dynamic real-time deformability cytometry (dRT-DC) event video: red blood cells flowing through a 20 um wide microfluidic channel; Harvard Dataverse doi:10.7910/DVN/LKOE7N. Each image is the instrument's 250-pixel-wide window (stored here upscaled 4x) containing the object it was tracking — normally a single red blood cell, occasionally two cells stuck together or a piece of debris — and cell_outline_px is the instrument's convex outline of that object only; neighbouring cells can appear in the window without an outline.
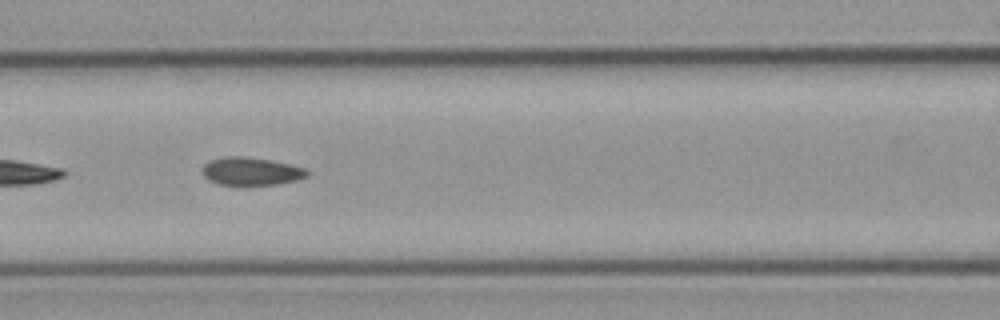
{"species": "common noctule bat (a hibernating species)", "species_latin": "Nyctalus noctula", "temperature_condition": "cold", "stored_images_in_passage": 10, "camera_frame_rate_fps": 3000, "um_per_image_px": 0.085, "animal": {"sex": "male", "body_mass_g": 23.1, "forearm_length_mm": 52.7}, "frame": {"image": 1, "passage_image": 5, "time_ms": 4.667, "image_size_px": [1000, 320], "cell_outline_px": [[308, 176], [296, 180], [276, 184], [244, 188], [220, 184], [208, 180], [204, 176], [204, 164], [212, 160], [228, 156], [240, 156], [268, 160], [288, 164], [304, 168], [308, 172]], "centroid_in_image_um": [21.33, 14.61], "position_along_channel_um": 145.3, "area_um2": 17.28}}
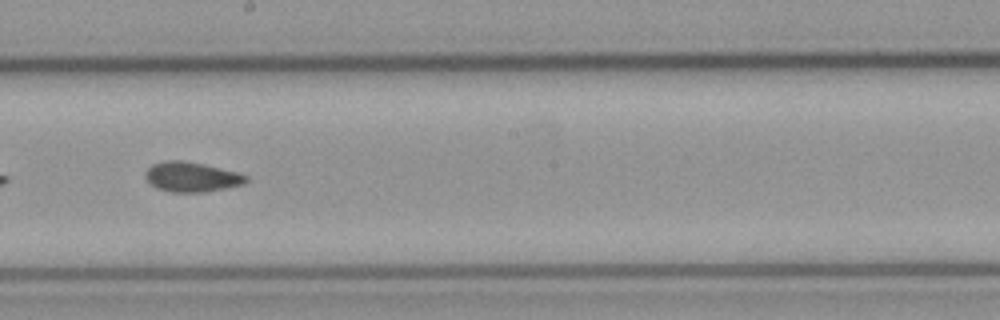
{"frame": {"image": 2, "passage_image": 7, "time_ms": 7.0, "image_size_px": [1000, 320], "cell_outline_px": [[248, 180], [240, 184], [224, 188], [204, 192], [172, 192], [156, 188], [144, 176], [144, 172], [152, 164], [164, 160], [184, 160], [204, 164], [236, 172], [248, 176]], "centroid_in_image_um": [16.23, 15.02], "position_along_channel_um": 232.0, "area_um2": 17.4}}
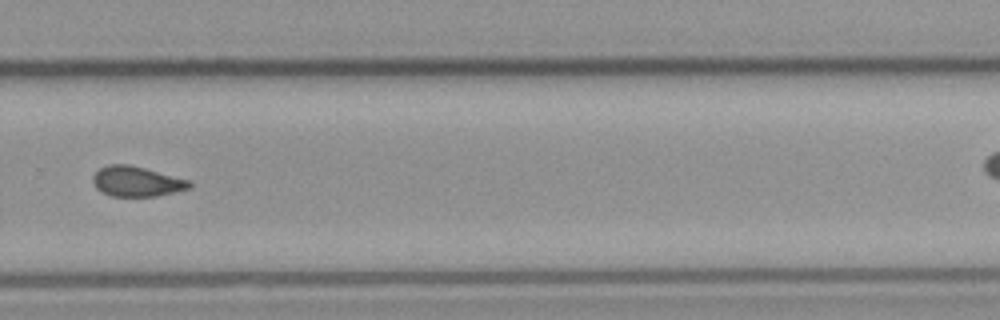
{"frame": {"image": 3, "passage_image": 9, "time_ms": 9.333, "image_size_px": [1000, 320], "cell_outline_px": [[192, 188], [156, 196], [112, 196], [100, 192], [96, 188], [92, 180], [92, 176], [100, 168], [108, 164], [128, 164], [192, 180]], "centroid_in_image_um": [11.63, 15.42], "position_along_channel_um": 318.2, "area_um2": 17.11}}